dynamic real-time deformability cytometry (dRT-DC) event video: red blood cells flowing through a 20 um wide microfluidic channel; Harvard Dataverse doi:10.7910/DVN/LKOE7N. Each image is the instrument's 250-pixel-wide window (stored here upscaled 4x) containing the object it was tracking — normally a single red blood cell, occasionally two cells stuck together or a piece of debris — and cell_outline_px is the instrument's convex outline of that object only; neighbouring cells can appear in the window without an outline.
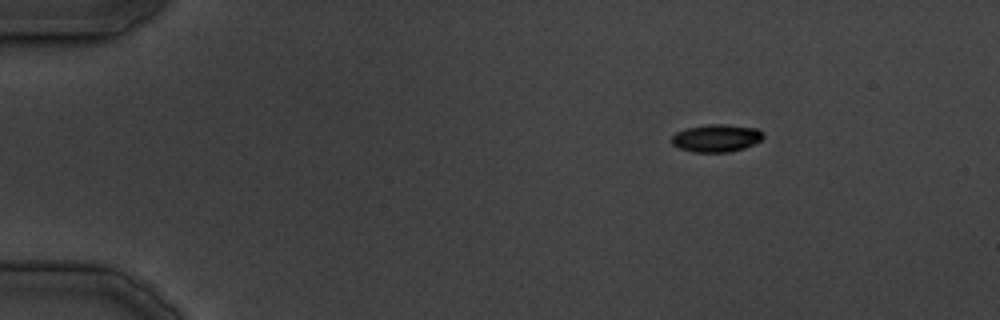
{"species": "common noctule bat (a hibernating species)", "species_latin": "Nyctalus noctula", "temperature_condition": "cold", "stored_images_in_passage": 10, "camera_frame_rate_fps": 3000, "um_per_image_px": 0.085, "animal": {"sex": "male", "body_mass_g": 19.5, "forearm_length_mm": 54.6}, "frame": {"image": 1, "passage_image": 1, "time_ms": 0.0, "image_size_px": [1000, 320], "cell_outline_px": [[764, 136], [760, 140], [744, 148], [728, 152], [692, 152], [680, 148], [672, 144], [672, 136], [676, 132], [688, 128], [708, 124], [724, 124], [756, 128], [764, 132]], "centroid_in_image_um": [60.89, 11.74], "position_along_channel_um": 24.1, "area_um2": 14.62}}
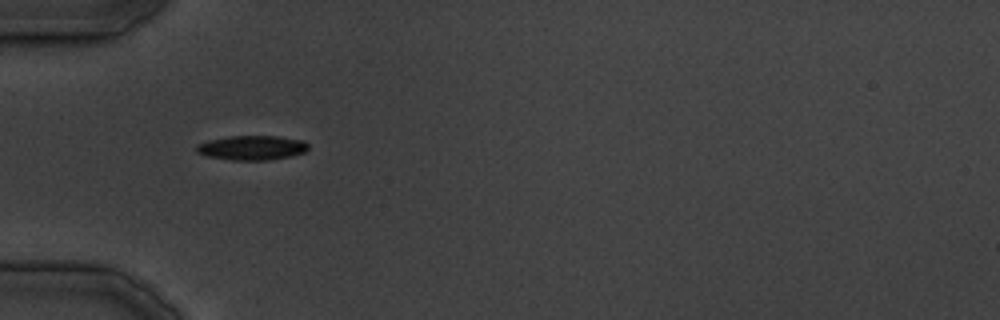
{"frame": {"image": 2, "passage_image": 8, "time_ms": 8.333, "image_size_px": [1000, 320], "cell_outline_px": [[308, 148], [304, 152], [292, 156], [268, 160], [232, 160], [208, 156], [196, 152], [196, 144], [208, 140], [228, 136], [276, 136], [304, 140], [308, 144]], "centroid_in_image_um": [21.41, 12.55], "position_along_channel_um": 63.6, "area_um2": 16.01}}